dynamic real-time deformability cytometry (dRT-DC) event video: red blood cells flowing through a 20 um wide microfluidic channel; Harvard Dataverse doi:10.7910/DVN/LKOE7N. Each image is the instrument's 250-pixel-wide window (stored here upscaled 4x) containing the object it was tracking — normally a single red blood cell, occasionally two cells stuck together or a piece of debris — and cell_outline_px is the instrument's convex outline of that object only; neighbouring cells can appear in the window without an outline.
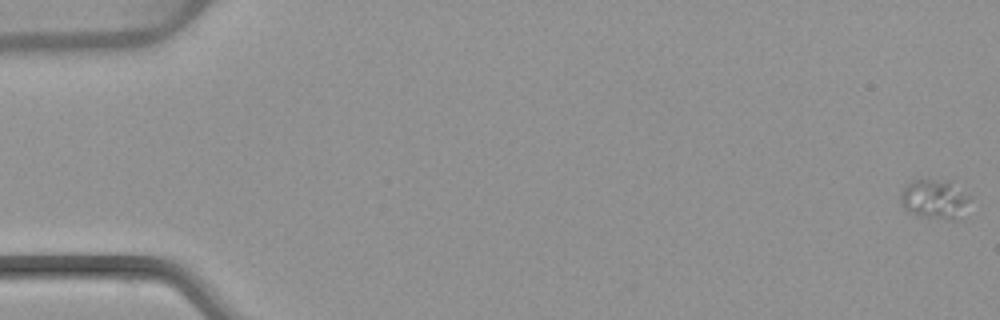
{"species": "common noctule bat (a hibernating species)", "species_latin": "Nyctalus noctula", "temperature_condition": "warm", "stored_images_in_passage": 54, "camera_frame_rate_fps": 3000, "um_per_image_px": 0.085, "animal": {"sex": "female", "body_mass_g": 22.7, "forearm_length_mm": 54.2}, "frame": {"image": 1, "passage_image": 1, "time_ms": 0.0, "image_size_px": [1000, 320], "cell_outline_px": [[972, 196], [956, 220], [920, 216], [904, 208], [900, 204], [900, 200], [904, 188], [912, 180], [924, 176], [928, 176], [952, 180]], "centroid_in_image_um": [79.45, 16.83], "position_along_channel_um": 5.5, "area_um2": 16.42}}
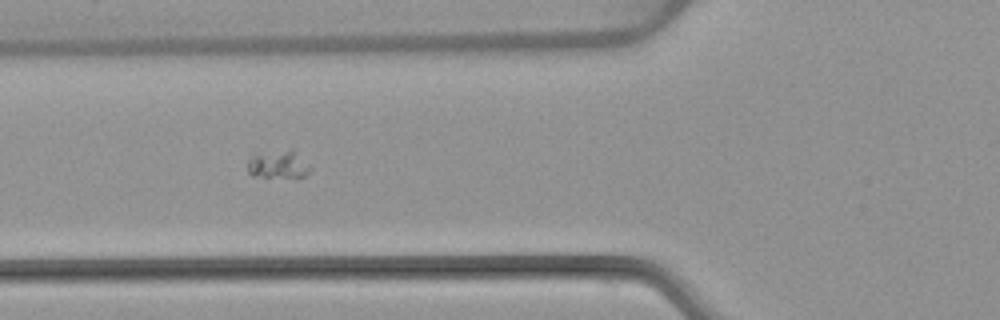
{"frame": {"image": 2, "passage_image": 21, "time_ms": 6.667, "image_size_px": [1000, 320], "cell_outline_px": [[312, 168], [300, 180], [296, 180], [252, 176], [248, 172], [248, 160], [252, 156], [292, 148], [296, 148]], "centroid_in_image_um": [23.75, 14.03], "position_along_channel_um": 102.0, "area_um2": 10.87}}
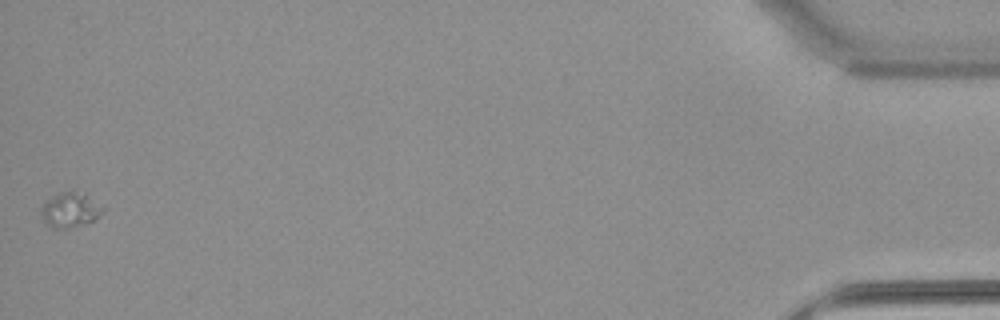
{"frame": {"image": 3, "passage_image": 54, "time_ms": 17.667, "image_size_px": [1000, 320], "cell_outline_px": [[104, 212], [92, 220], [68, 228], [52, 228], [40, 216], [40, 212], [44, 204], [52, 196], [60, 192], [72, 188], [104, 208]], "centroid_in_image_um": [5.91, 17.82], "position_along_channel_um": 429.3, "area_um2": 12.14}}